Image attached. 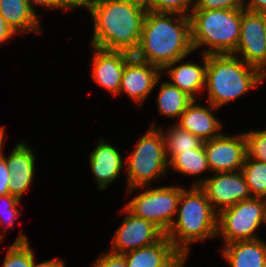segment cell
<instances>
[{
  "label": "cell",
  "instance_id": "obj_1",
  "mask_svg": "<svg viewBox=\"0 0 266 267\" xmlns=\"http://www.w3.org/2000/svg\"><path fill=\"white\" fill-rule=\"evenodd\" d=\"M190 17L147 11L140 42L133 56L161 70L193 53Z\"/></svg>",
  "mask_w": 266,
  "mask_h": 267
},
{
  "label": "cell",
  "instance_id": "obj_2",
  "mask_svg": "<svg viewBox=\"0 0 266 267\" xmlns=\"http://www.w3.org/2000/svg\"><path fill=\"white\" fill-rule=\"evenodd\" d=\"M88 10L94 23L92 47L131 54L137 50L146 10L125 0H103Z\"/></svg>",
  "mask_w": 266,
  "mask_h": 267
},
{
  "label": "cell",
  "instance_id": "obj_3",
  "mask_svg": "<svg viewBox=\"0 0 266 267\" xmlns=\"http://www.w3.org/2000/svg\"><path fill=\"white\" fill-rule=\"evenodd\" d=\"M176 215L177 219L165 235L185 259L192 243L217 236L218 213L199 186H192L190 190L181 187Z\"/></svg>",
  "mask_w": 266,
  "mask_h": 267
},
{
  "label": "cell",
  "instance_id": "obj_4",
  "mask_svg": "<svg viewBox=\"0 0 266 267\" xmlns=\"http://www.w3.org/2000/svg\"><path fill=\"white\" fill-rule=\"evenodd\" d=\"M265 77L233 54H208L205 88L207 103L217 109L258 87ZM246 93V94H245Z\"/></svg>",
  "mask_w": 266,
  "mask_h": 267
},
{
  "label": "cell",
  "instance_id": "obj_5",
  "mask_svg": "<svg viewBox=\"0 0 266 267\" xmlns=\"http://www.w3.org/2000/svg\"><path fill=\"white\" fill-rule=\"evenodd\" d=\"M193 50L203 48V54H233L240 37L241 9L203 10L191 12Z\"/></svg>",
  "mask_w": 266,
  "mask_h": 267
},
{
  "label": "cell",
  "instance_id": "obj_6",
  "mask_svg": "<svg viewBox=\"0 0 266 267\" xmlns=\"http://www.w3.org/2000/svg\"><path fill=\"white\" fill-rule=\"evenodd\" d=\"M126 160L127 194L138 188H147L152 180L166 175L169 163L162 130L155 124L150 126Z\"/></svg>",
  "mask_w": 266,
  "mask_h": 267
},
{
  "label": "cell",
  "instance_id": "obj_7",
  "mask_svg": "<svg viewBox=\"0 0 266 267\" xmlns=\"http://www.w3.org/2000/svg\"><path fill=\"white\" fill-rule=\"evenodd\" d=\"M264 222L265 199H245L218 214L217 236H221L225 244L258 239L256 230Z\"/></svg>",
  "mask_w": 266,
  "mask_h": 267
},
{
  "label": "cell",
  "instance_id": "obj_8",
  "mask_svg": "<svg viewBox=\"0 0 266 267\" xmlns=\"http://www.w3.org/2000/svg\"><path fill=\"white\" fill-rule=\"evenodd\" d=\"M180 196L181 186L151 188L136 195L125 207L166 234L175 220Z\"/></svg>",
  "mask_w": 266,
  "mask_h": 267
},
{
  "label": "cell",
  "instance_id": "obj_9",
  "mask_svg": "<svg viewBox=\"0 0 266 267\" xmlns=\"http://www.w3.org/2000/svg\"><path fill=\"white\" fill-rule=\"evenodd\" d=\"M192 186H199L205 192L211 206L218 214L242 200L252 198L241 170L200 177Z\"/></svg>",
  "mask_w": 266,
  "mask_h": 267
},
{
  "label": "cell",
  "instance_id": "obj_10",
  "mask_svg": "<svg viewBox=\"0 0 266 267\" xmlns=\"http://www.w3.org/2000/svg\"><path fill=\"white\" fill-rule=\"evenodd\" d=\"M266 14L241 9L239 43L233 55L257 68L266 78ZM241 54V56L239 55Z\"/></svg>",
  "mask_w": 266,
  "mask_h": 267
},
{
  "label": "cell",
  "instance_id": "obj_11",
  "mask_svg": "<svg viewBox=\"0 0 266 267\" xmlns=\"http://www.w3.org/2000/svg\"><path fill=\"white\" fill-rule=\"evenodd\" d=\"M204 150L211 173L240 171L247 157L244 133L221 135L204 141Z\"/></svg>",
  "mask_w": 266,
  "mask_h": 267
},
{
  "label": "cell",
  "instance_id": "obj_12",
  "mask_svg": "<svg viewBox=\"0 0 266 267\" xmlns=\"http://www.w3.org/2000/svg\"><path fill=\"white\" fill-rule=\"evenodd\" d=\"M126 216L117 231L111 246V253L124 254L158 242L165 234L153 223L144 220L123 208Z\"/></svg>",
  "mask_w": 266,
  "mask_h": 267
},
{
  "label": "cell",
  "instance_id": "obj_13",
  "mask_svg": "<svg viewBox=\"0 0 266 267\" xmlns=\"http://www.w3.org/2000/svg\"><path fill=\"white\" fill-rule=\"evenodd\" d=\"M162 70L147 62L140 61L134 56L126 63L119 95L127 94L138 105L145 102L146 97L161 80Z\"/></svg>",
  "mask_w": 266,
  "mask_h": 267
},
{
  "label": "cell",
  "instance_id": "obj_14",
  "mask_svg": "<svg viewBox=\"0 0 266 267\" xmlns=\"http://www.w3.org/2000/svg\"><path fill=\"white\" fill-rule=\"evenodd\" d=\"M92 48L93 51L95 50L92 60L93 80L114 96L119 95L125 65L133 57V54L126 51Z\"/></svg>",
  "mask_w": 266,
  "mask_h": 267
},
{
  "label": "cell",
  "instance_id": "obj_15",
  "mask_svg": "<svg viewBox=\"0 0 266 267\" xmlns=\"http://www.w3.org/2000/svg\"><path fill=\"white\" fill-rule=\"evenodd\" d=\"M127 267H184L186 259L164 235L153 245L122 254Z\"/></svg>",
  "mask_w": 266,
  "mask_h": 267
},
{
  "label": "cell",
  "instance_id": "obj_16",
  "mask_svg": "<svg viewBox=\"0 0 266 267\" xmlns=\"http://www.w3.org/2000/svg\"><path fill=\"white\" fill-rule=\"evenodd\" d=\"M33 149L27 143L19 142L11 151L9 157H2L6 160L10 170L9 192L11 196L21 199L24 192L33 181L35 173L36 157Z\"/></svg>",
  "mask_w": 266,
  "mask_h": 267
},
{
  "label": "cell",
  "instance_id": "obj_17",
  "mask_svg": "<svg viewBox=\"0 0 266 267\" xmlns=\"http://www.w3.org/2000/svg\"><path fill=\"white\" fill-rule=\"evenodd\" d=\"M214 110L217 108L210 103L204 106L193 100L175 124L200 137L203 141L211 140L222 134L220 130L223 126L220 119L213 113Z\"/></svg>",
  "mask_w": 266,
  "mask_h": 267
},
{
  "label": "cell",
  "instance_id": "obj_18",
  "mask_svg": "<svg viewBox=\"0 0 266 267\" xmlns=\"http://www.w3.org/2000/svg\"><path fill=\"white\" fill-rule=\"evenodd\" d=\"M91 171L100 190L108 188L115 181L125 162L116 147L101 139L96 148L89 154Z\"/></svg>",
  "mask_w": 266,
  "mask_h": 267
},
{
  "label": "cell",
  "instance_id": "obj_19",
  "mask_svg": "<svg viewBox=\"0 0 266 267\" xmlns=\"http://www.w3.org/2000/svg\"><path fill=\"white\" fill-rule=\"evenodd\" d=\"M202 60V65L193 62H185L178 65V63L184 61V58L178 59L165 66L162 72L166 70L171 80L169 81L170 84L177 86L194 100H197L196 93L201 92L202 89L204 91L205 88L207 55L202 53Z\"/></svg>",
  "mask_w": 266,
  "mask_h": 267
},
{
  "label": "cell",
  "instance_id": "obj_20",
  "mask_svg": "<svg viewBox=\"0 0 266 267\" xmlns=\"http://www.w3.org/2000/svg\"><path fill=\"white\" fill-rule=\"evenodd\" d=\"M221 253L230 267H266V242L260 238L228 242Z\"/></svg>",
  "mask_w": 266,
  "mask_h": 267
},
{
  "label": "cell",
  "instance_id": "obj_21",
  "mask_svg": "<svg viewBox=\"0 0 266 267\" xmlns=\"http://www.w3.org/2000/svg\"><path fill=\"white\" fill-rule=\"evenodd\" d=\"M0 14L16 34L29 31L43 34L39 16L26 0H0Z\"/></svg>",
  "mask_w": 266,
  "mask_h": 267
},
{
  "label": "cell",
  "instance_id": "obj_22",
  "mask_svg": "<svg viewBox=\"0 0 266 267\" xmlns=\"http://www.w3.org/2000/svg\"><path fill=\"white\" fill-rule=\"evenodd\" d=\"M157 95V107L166 117L180 118L181 114L193 102V98L168 81L162 82Z\"/></svg>",
  "mask_w": 266,
  "mask_h": 267
},
{
  "label": "cell",
  "instance_id": "obj_23",
  "mask_svg": "<svg viewBox=\"0 0 266 267\" xmlns=\"http://www.w3.org/2000/svg\"><path fill=\"white\" fill-rule=\"evenodd\" d=\"M162 133L165 138L166 156L168 163L181 152H187L190 150H196L203 146L204 141L187 130L181 129L176 124L170 126V128Z\"/></svg>",
  "mask_w": 266,
  "mask_h": 267
},
{
  "label": "cell",
  "instance_id": "obj_24",
  "mask_svg": "<svg viewBox=\"0 0 266 267\" xmlns=\"http://www.w3.org/2000/svg\"><path fill=\"white\" fill-rule=\"evenodd\" d=\"M169 167L172 170L188 176H196L205 171H210L204 145L196 150L181 152L177 154L170 162Z\"/></svg>",
  "mask_w": 266,
  "mask_h": 267
},
{
  "label": "cell",
  "instance_id": "obj_25",
  "mask_svg": "<svg viewBox=\"0 0 266 267\" xmlns=\"http://www.w3.org/2000/svg\"><path fill=\"white\" fill-rule=\"evenodd\" d=\"M241 172L252 197L266 199V162L251 159L247 156Z\"/></svg>",
  "mask_w": 266,
  "mask_h": 267
},
{
  "label": "cell",
  "instance_id": "obj_26",
  "mask_svg": "<svg viewBox=\"0 0 266 267\" xmlns=\"http://www.w3.org/2000/svg\"><path fill=\"white\" fill-rule=\"evenodd\" d=\"M20 232L14 243L7 247L3 267H33L34 252L27 236Z\"/></svg>",
  "mask_w": 266,
  "mask_h": 267
},
{
  "label": "cell",
  "instance_id": "obj_27",
  "mask_svg": "<svg viewBox=\"0 0 266 267\" xmlns=\"http://www.w3.org/2000/svg\"><path fill=\"white\" fill-rule=\"evenodd\" d=\"M0 202H3L2 206L0 203V225H6L5 229L0 233V243H2L7 233L6 230L14 226L15 219L21 214L17 208L21 200L7 194L0 196Z\"/></svg>",
  "mask_w": 266,
  "mask_h": 267
},
{
  "label": "cell",
  "instance_id": "obj_28",
  "mask_svg": "<svg viewBox=\"0 0 266 267\" xmlns=\"http://www.w3.org/2000/svg\"><path fill=\"white\" fill-rule=\"evenodd\" d=\"M196 6V0H152L149 11L175 13L189 17Z\"/></svg>",
  "mask_w": 266,
  "mask_h": 267
},
{
  "label": "cell",
  "instance_id": "obj_29",
  "mask_svg": "<svg viewBox=\"0 0 266 267\" xmlns=\"http://www.w3.org/2000/svg\"><path fill=\"white\" fill-rule=\"evenodd\" d=\"M247 144V156L266 162V130H251L244 133Z\"/></svg>",
  "mask_w": 266,
  "mask_h": 267
},
{
  "label": "cell",
  "instance_id": "obj_30",
  "mask_svg": "<svg viewBox=\"0 0 266 267\" xmlns=\"http://www.w3.org/2000/svg\"><path fill=\"white\" fill-rule=\"evenodd\" d=\"M244 0H196L194 9L223 10V9H244Z\"/></svg>",
  "mask_w": 266,
  "mask_h": 267
},
{
  "label": "cell",
  "instance_id": "obj_31",
  "mask_svg": "<svg viewBox=\"0 0 266 267\" xmlns=\"http://www.w3.org/2000/svg\"><path fill=\"white\" fill-rule=\"evenodd\" d=\"M94 262L92 267H127V262L122 254L110 251L102 253Z\"/></svg>",
  "mask_w": 266,
  "mask_h": 267
},
{
  "label": "cell",
  "instance_id": "obj_32",
  "mask_svg": "<svg viewBox=\"0 0 266 267\" xmlns=\"http://www.w3.org/2000/svg\"><path fill=\"white\" fill-rule=\"evenodd\" d=\"M31 9L37 14L35 6H40L48 9H62V10H69L66 4V0H26Z\"/></svg>",
  "mask_w": 266,
  "mask_h": 267
},
{
  "label": "cell",
  "instance_id": "obj_33",
  "mask_svg": "<svg viewBox=\"0 0 266 267\" xmlns=\"http://www.w3.org/2000/svg\"><path fill=\"white\" fill-rule=\"evenodd\" d=\"M10 170L7 166L6 160L0 157V196L10 194L9 192V181H10Z\"/></svg>",
  "mask_w": 266,
  "mask_h": 267
},
{
  "label": "cell",
  "instance_id": "obj_34",
  "mask_svg": "<svg viewBox=\"0 0 266 267\" xmlns=\"http://www.w3.org/2000/svg\"><path fill=\"white\" fill-rule=\"evenodd\" d=\"M15 34V31L7 24L6 20L0 14V44L7 42Z\"/></svg>",
  "mask_w": 266,
  "mask_h": 267
},
{
  "label": "cell",
  "instance_id": "obj_35",
  "mask_svg": "<svg viewBox=\"0 0 266 267\" xmlns=\"http://www.w3.org/2000/svg\"><path fill=\"white\" fill-rule=\"evenodd\" d=\"M244 4V10L266 14V0H248Z\"/></svg>",
  "mask_w": 266,
  "mask_h": 267
},
{
  "label": "cell",
  "instance_id": "obj_36",
  "mask_svg": "<svg viewBox=\"0 0 266 267\" xmlns=\"http://www.w3.org/2000/svg\"><path fill=\"white\" fill-rule=\"evenodd\" d=\"M102 1L103 0H66V4L69 10L79 7L88 9L90 6H93Z\"/></svg>",
  "mask_w": 266,
  "mask_h": 267
},
{
  "label": "cell",
  "instance_id": "obj_37",
  "mask_svg": "<svg viewBox=\"0 0 266 267\" xmlns=\"http://www.w3.org/2000/svg\"><path fill=\"white\" fill-rule=\"evenodd\" d=\"M65 262L60 259H51L46 260L44 262H40L39 264L34 261L33 267H65Z\"/></svg>",
  "mask_w": 266,
  "mask_h": 267
},
{
  "label": "cell",
  "instance_id": "obj_38",
  "mask_svg": "<svg viewBox=\"0 0 266 267\" xmlns=\"http://www.w3.org/2000/svg\"><path fill=\"white\" fill-rule=\"evenodd\" d=\"M125 1L135 4L146 11H149L151 9L152 0H125Z\"/></svg>",
  "mask_w": 266,
  "mask_h": 267
},
{
  "label": "cell",
  "instance_id": "obj_39",
  "mask_svg": "<svg viewBox=\"0 0 266 267\" xmlns=\"http://www.w3.org/2000/svg\"><path fill=\"white\" fill-rule=\"evenodd\" d=\"M4 132H5V130H4V127H0V157L2 156V151H3V140H4Z\"/></svg>",
  "mask_w": 266,
  "mask_h": 267
},
{
  "label": "cell",
  "instance_id": "obj_40",
  "mask_svg": "<svg viewBox=\"0 0 266 267\" xmlns=\"http://www.w3.org/2000/svg\"><path fill=\"white\" fill-rule=\"evenodd\" d=\"M264 224H266V199H265V222Z\"/></svg>",
  "mask_w": 266,
  "mask_h": 267
}]
</instances>
